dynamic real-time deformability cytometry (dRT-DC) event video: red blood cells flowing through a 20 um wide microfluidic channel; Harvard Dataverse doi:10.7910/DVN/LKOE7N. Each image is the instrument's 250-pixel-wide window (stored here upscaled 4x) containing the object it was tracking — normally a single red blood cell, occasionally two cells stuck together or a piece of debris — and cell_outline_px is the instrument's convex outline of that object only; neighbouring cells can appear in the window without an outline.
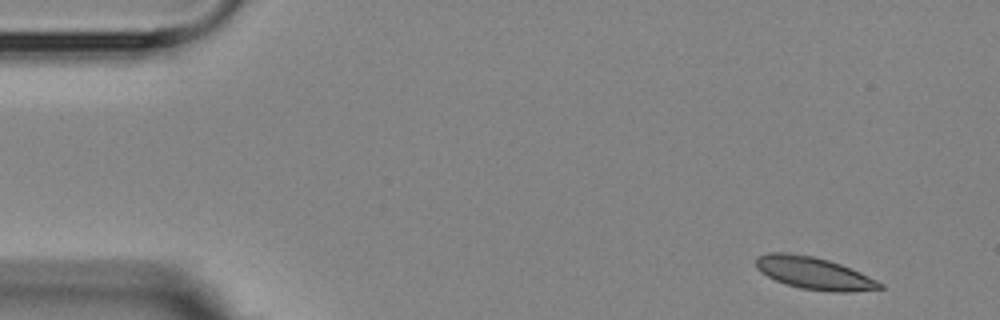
{"species": "Egyptian fruit bat (a non-hibernating species)", "species_latin": "Rousettus aegyptiacus", "temperature_condition": "room temperature", "stored_images_in_passage": 4, "camera_frame_rate_fps": 3000, "um_per_image_px": 0.085, "animal": {"sex": "female"}, "frame": {"image": 1, "passage_image": 1, "time_ms": 0.0, "image_size_px": [1000, 320], "cell_outline_px": [[884, 288], [852, 292], [832, 292], [800, 288], [776, 280], [760, 272], [756, 268], [756, 256], [768, 252], [788, 252], [812, 256], [828, 260], [840, 264], [860, 272], [884, 284]], "centroid_in_image_um": [69.18, 23.21], "position_along_channel_um": 15.8, "area_um2": 23.29}}
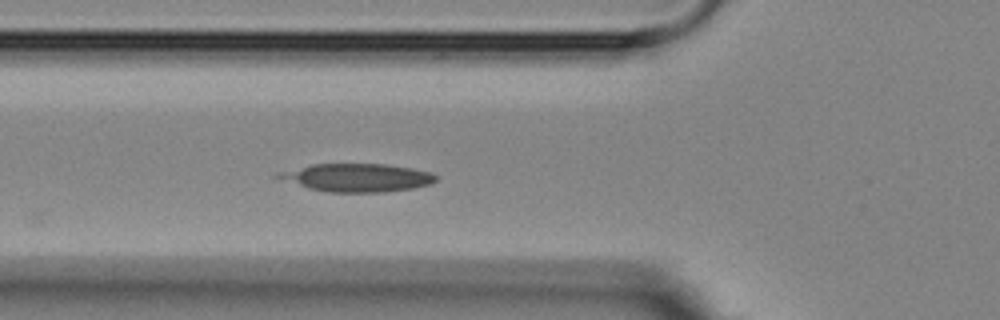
{"frame": {"image": 2, "passage_image": 4, "time_ms": 5.0, "image_size_px": [1000, 320], "cell_outline_px": [[436, 180], [432, 184], [412, 188], [384, 192], [328, 192], [308, 188], [272, 176], [276, 172], [312, 164], [384, 164], [412, 168], [428, 172], [436, 176]], "centroid_in_image_um": [30.3, 15.1], "position_along_channel_um": 95.5, "area_um2": 25.72}}